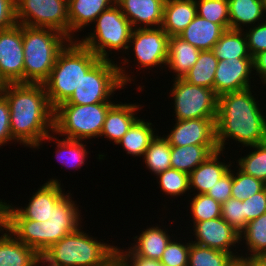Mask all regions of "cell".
<instances>
[{"mask_svg":"<svg viewBox=\"0 0 266 266\" xmlns=\"http://www.w3.org/2000/svg\"><path fill=\"white\" fill-rule=\"evenodd\" d=\"M249 148L255 150L249 152L245 157L239 158L236 162L239 166L237 168L266 184V141L249 146Z\"/></svg>","mask_w":266,"mask_h":266,"instance_id":"36","label":"cell"},{"mask_svg":"<svg viewBox=\"0 0 266 266\" xmlns=\"http://www.w3.org/2000/svg\"><path fill=\"white\" fill-rule=\"evenodd\" d=\"M4 230L6 233H4ZM0 266H39L40 255L0 223Z\"/></svg>","mask_w":266,"mask_h":266,"instance_id":"19","label":"cell"},{"mask_svg":"<svg viewBox=\"0 0 266 266\" xmlns=\"http://www.w3.org/2000/svg\"><path fill=\"white\" fill-rule=\"evenodd\" d=\"M253 58L218 61L214 77V91L220 96L229 92H238L251 88L250 79ZM250 77V78H249ZM250 82V83H249Z\"/></svg>","mask_w":266,"mask_h":266,"instance_id":"17","label":"cell"},{"mask_svg":"<svg viewBox=\"0 0 266 266\" xmlns=\"http://www.w3.org/2000/svg\"><path fill=\"white\" fill-rule=\"evenodd\" d=\"M15 0H0V30L16 24Z\"/></svg>","mask_w":266,"mask_h":266,"instance_id":"48","label":"cell"},{"mask_svg":"<svg viewBox=\"0 0 266 266\" xmlns=\"http://www.w3.org/2000/svg\"><path fill=\"white\" fill-rule=\"evenodd\" d=\"M94 23L95 29L88 37L85 35L86 38L76 39L81 45L103 60H110L108 52L112 49H122L126 53L133 27L116 3L104 10Z\"/></svg>","mask_w":266,"mask_h":266,"instance_id":"9","label":"cell"},{"mask_svg":"<svg viewBox=\"0 0 266 266\" xmlns=\"http://www.w3.org/2000/svg\"><path fill=\"white\" fill-rule=\"evenodd\" d=\"M169 36L161 27L133 29L128 49L133 47L134 57L139 68L150 70L162 64L166 66L168 59ZM131 43V44H130ZM130 47V49H129Z\"/></svg>","mask_w":266,"mask_h":266,"instance_id":"13","label":"cell"},{"mask_svg":"<svg viewBox=\"0 0 266 266\" xmlns=\"http://www.w3.org/2000/svg\"><path fill=\"white\" fill-rule=\"evenodd\" d=\"M189 242L184 245L183 242L171 239L159 260L162 266H188L191 241Z\"/></svg>","mask_w":266,"mask_h":266,"instance_id":"41","label":"cell"},{"mask_svg":"<svg viewBox=\"0 0 266 266\" xmlns=\"http://www.w3.org/2000/svg\"><path fill=\"white\" fill-rule=\"evenodd\" d=\"M221 217L240 233L244 229V200L231 197L222 203Z\"/></svg>","mask_w":266,"mask_h":266,"instance_id":"42","label":"cell"},{"mask_svg":"<svg viewBox=\"0 0 266 266\" xmlns=\"http://www.w3.org/2000/svg\"><path fill=\"white\" fill-rule=\"evenodd\" d=\"M193 228L196 240L192 243L234 254L237 259L241 257L231 251L236 243L240 244L239 232L222 217L196 222Z\"/></svg>","mask_w":266,"mask_h":266,"instance_id":"16","label":"cell"},{"mask_svg":"<svg viewBox=\"0 0 266 266\" xmlns=\"http://www.w3.org/2000/svg\"><path fill=\"white\" fill-rule=\"evenodd\" d=\"M243 260L244 266H266V255L257 257H240Z\"/></svg>","mask_w":266,"mask_h":266,"instance_id":"50","label":"cell"},{"mask_svg":"<svg viewBox=\"0 0 266 266\" xmlns=\"http://www.w3.org/2000/svg\"><path fill=\"white\" fill-rule=\"evenodd\" d=\"M190 202L193 223L221 217V204L207 194H195Z\"/></svg>","mask_w":266,"mask_h":266,"instance_id":"39","label":"cell"},{"mask_svg":"<svg viewBox=\"0 0 266 266\" xmlns=\"http://www.w3.org/2000/svg\"><path fill=\"white\" fill-rule=\"evenodd\" d=\"M140 106V107H139ZM141 105L137 104H114L106 115L100 137L108 138L114 144L127 133L131 126L139 119L135 116Z\"/></svg>","mask_w":266,"mask_h":266,"instance_id":"22","label":"cell"},{"mask_svg":"<svg viewBox=\"0 0 266 266\" xmlns=\"http://www.w3.org/2000/svg\"><path fill=\"white\" fill-rule=\"evenodd\" d=\"M253 70H256V75H258L262 83L266 84V50L253 56ZM258 73V74H257Z\"/></svg>","mask_w":266,"mask_h":266,"instance_id":"49","label":"cell"},{"mask_svg":"<svg viewBox=\"0 0 266 266\" xmlns=\"http://www.w3.org/2000/svg\"><path fill=\"white\" fill-rule=\"evenodd\" d=\"M217 64L218 59L212 50L200 51L197 61L183 79L190 84L214 90Z\"/></svg>","mask_w":266,"mask_h":266,"instance_id":"31","label":"cell"},{"mask_svg":"<svg viewBox=\"0 0 266 266\" xmlns=\"http://www.w3.org/2000/svg\"><path fill=\"white\" fill-rule=\"evenodd\" d=\"M120 249L116 248V256L124 266H162L159 260L138 256L130 248L126 251Z\"/></svg>","mask_w":266,"mask_h":266,"instance_id":"47","label":"cell"},{"mask_svg":"<svg viewBox=\"0 0 266 266\" xmlns=\"http://www.w3.org/2000/svg\"><path fill=\"white\" fill-rule=\"evenodd\" d=\"M100 60L77 40H71L58 54L48 79L43 83L53 108L66 102L82 77Z\"/></svg>","mask_w":266,"mask_h":266,"instance_id":"4","label":"cell"},{"mask_svg":"<svg viewBox=\"0 0 266 266\" xmlns=\"http://www.w3.org/2000/svg\"><path fill=\"white\" fill-rule=\"evenodd\" d=\"M251 90L229 92L218 97L216 139L219 150H225L228 138L246 147L266 141V116Z\"/></svg>","mask_w":266,"mask_h":266,"instance_id":"2","label":"cell"},{"mask_svg":"<svg viewBox=\"0 0 266 266\" xmlns=\"http://www.w3.org/2000/svg\"><path fill=\"white\" fill-rule=\"evenodd\" d=\"M264 13H266V0H263Z\"/></svg>","mask_w":266,"mask_h":266,"instance_id":"53","label":"cell"},{"mask_svg":"<svg viewBox=\"0 0 266 266\" xmlns=\"http://www.w3.org/2000/svg\"><path fill=\"white\" fill-rule=\"evenodd\" d=\"M200 50L179 36H171L168 40V59L166 66L173 73L174 79H181L193 67L199 57Z\"/></svg>","mask_w":266,"mask_h":266,"instance_id":"25","label":"cell"},{"mask_svg":"<svg viewBox=\"0 0 266 266\" xmlns=\"http://www.w3.org/2000/svg\"><path fill=\"white\" fill-rule=\"evenodd\" d=\"M175 120L217 118L218 95L213 89L200 87L181 79H173Z\"/></svg>","mask_w":266,"mask_h":266,"instance_id":"10","label":"cell"},{"mask_svg":"<svg viewBox=\"0 0 266 266\" xmlns=\"http://www.w3.org/2000/svg\"><path fill=\"white\" fill-rule=\"evenodd\" d=\"M158 184L165 194L172 196H180L190 190L189 174L169 168L157 175Z\"/></svg>","mask_w":266,"mask_h":266,"instance_id":"38","label":"cell"},{"mask_svg":"<svg viewBox=\"0 0 266 266\" xmlns=\"http://www.w3.org/2000/svg\"><path fill=\"white\" fill-rule=\"evenodd\" d=\"M218 150V145L171 146V168L190 174Z\"/></svg>","mask_w":266,"mask_h":266,"instance_id":"26","label":"cell"},{"mask_svg":"<svg viewBox=\"0 0 266 266\" xmlns=\"http://www.w3.org/2000/svg\"><path fill=\"white\" fill-rule=\"evenodd\" d=\"M221 153L223 154L221 150L214 152L189 174L190 189L197 190L195 194H207L210 188H213L215 183L230 170L231 162L230 164L220 162Z\"/></svg>","mask_w":266,"mask_h":266,"instance_id":"21","label":"cell"},{"mask_svg":"<svg viewBox=\"0 0 266 266\" xmlns=\"http://www.w3.org/2000/svg\"><path fill=\"white\" fill-rule=\"evenodd\" d=\"M239 235L240 241H246L247 251L250 252L249 256L245 254L246 257L266 255V213L249 221Z\"/></svg>","mask_w":266,"mask_h":266,"instance_id":"33","label":"cell"},{"mask_svg":"<svg viewBox=\"0 0 266 266\" xmlns=\"http://www.w3.org/2000/svg\"><path fill=\"white\" fill-rule=\"evenodd\" d=\"M224 31L219 24L196 15L178 36L200 51H205L212 50Z\"/></svg>","mask_w":266,"mask_h":266,"instance_id":"24","label":"cell"},{"mask_svg":"<svg viewBox=\"0 0 266 266\" xmlns=\"http://www.w3.org/2000/svg\"><path fill=\"white\" fill-rule=\"evenodd\" d=\"M151 122L138 119L127 133L117 142L123 149L134 157L144 156L150 142L155 138Z\"/></svg>","mask_w":266,"mask_h":266,"instance_id":"30","label":"cell"},{"mask_svg":"<svg viewBox=\"0 0 266 266\" xmlns=\"http://www.w3.org/2000/svg\"><path fill=\"white\" fill-rule=\"evenodd\" d=\"M233 184V170H230L215 183L213 188L207 192V195L212 197L220 204L231 198V188Z\"/></svg>","mask_w":266,"mask_h":266,"instance_id":"45","label":"cell"},{"mask_svg":"<svg viewBox=\"0 0 266 266\" xmlns=\"http://www.w3.org/2000/svg\"><path fill=\"white\" fill-rule=\"evenodd\" d=\"M10 107V129L13 141L39 148L54 127V108L44 84L6 83L0 86Z\"/></svg>","mask_w":266,"mask_h":266,"instance_id":"1","label":"cell"},{"mask_svg":"<svg viewBox=\"0 0 266 266\" xmlns=\"http://www.w3.org/2000/svg\"><path fill=\"white\" fill-rule=\"evenodd\" d=\"M266 213V187L244 200V228L247 223Z\"/></svg>","mask_w":266,"mask_h":266,"instance_id":"43","label":"cell"},{"mask_svg":"<svg viewBox=\"0 0 266 266\" xmlns=\"http://www.w3.org/2000/svg\"><path fill=\"white\" fill-rule=\"evenodd\" d=\"M236 260L234 254L190 244L188 266H231Z\"/></svg>","mask_w":266,"mask_h":266,"instance_id":"34","label":"cell"},{"mask_svg":"<svg viewBox=\"0 0 266 266\" xmlns=\"http://www.w3.org/2000/svg\"><path fill=\"white\" fill-rule=\"evenodd\" d=\"M231 266H244L243 260L239 258Z\"/></svg>","mask_w":266,"mask_h":266,"instance_id":"52","label":"cell"},{"mask_svg":"<svg viewBox=\"0 0 266 266\" xmlns=\"http://www.w3.org/2000/svg\"><path fill=\"white\" fill-rule=\"evenodd\" d=\"M212 52L218 61L227 59L236 60V58H253L249 52L247 39L243 30H225L219 41L213 46Z\"/></svg>","mask_w":266,"mask_h":266,"instance_id":"29","label":"cell"},{"mask_svg":"<svg viewBox=\"0 0 266 266\" xmlns=\"http://www.w3.org/2000/svg\"><path fill=\"white\" fill-rule=\"evenodd\" d=\"M228 9L230 29L244 30L247 24L254 26L264 21L263 0H228Z\"/></svg>","mask_w":266,"mask_h":266,"instance_id":"28","label":"cell"},{"mask_svg":"<svg viewBox=\"0 0 266 266\" xmlns=\"http://www.w3.org/2000/svg\"><path fill=\"white\" fill-rule=\"evenodd\" d=\"M115 102L87 105L59 104L54 108L52 134L72 140L100 137L108 110Z\"/></svg>","mask_w":266,"mask_h":266,"instance_id":"8","label":"cell"},{"mask_svg":"<svg viewBox=\"0 0 266 266\" xmlns=\"http://www.w3.org/2000/svg\"><path fill=\"white\" fill-rule=\"evenodd\" d=\"M22 25L0 30V86L24 83Z\"/></svg>","mask_w":266,"mask_h":266,"instance_id":"14","label":"cell"},{"mask_svg":"<svg viewBox=\"0 0 266 266\" xmlns=\"http://www.w3.org/2000/svg\"><path fill=\"white\" fill-rule=\"evenodd\" d=\"M70 193L68 192L53 208L52 215L47 221L0 219V223L19 241L31 247L41 256L50 246L81 227L79 221L82 217L79 208L74 203L76 201L72 200Z\"/></svg>","mask_w":266,"mask_h":266,"instance_id":"3","label":"cell"},{"mask_svg":"<svg viewBox=\"0 0 266 266\" xmlns=\"http://www.w3.org/2000/svg\"><path fill=\"white\" fill-rule=\"evenodd\" d=\"M144 230L139 236L134 237L136 243L130 249L143 258L160 260L171 240L170 235L165 232L167 229L152 226Z\"/></svg>","mask_w":266,"mask_h":266,"instance_id":"27","label":"cell"},{"mask_svg":"<svg viewBox=\"0 0 266 266\" xmlns=\"http://www.w3.org/2000/svg\"><path fill=\"white\" fill-rule=\"evenodd\" d=\"M115 3L116 0H68L69 38L76 40L74 32L82 31V28L92 24L104 10Z\"/></svg>","mask_w":266,"mask_h":266,"instance_id":"20","label":"cell"},{"mask_svg":"<svg viewBox=\"0 0 266 266\" xmlns=\"http://www.w3.org/2000/svg\"><path fill=\"white\" fill-rule=\"evenodd\" d=\"M195 2L197 15L219 24L224 30L230 29L228 0H195Z\"/></svg>","mask_w":266,"mask_h":266,"instance_id":"37","label":"cell"},{"mask_svg":"<svg viewBox=\"0 0 266 266\" xmlns=\"http://www.w3.org/2000/svg\"><path fill=\"white\" fill-rule=\"evenodd\" d=\"M24 83L43 84L49 77L58 54L71 39L49 28L22 25Z\"/></svg>","mask_w":266,"mask_h":266,"instance_id":"6","label":"cell"},{"mask_svg":"<svg viewBox=\"0 0 266 266\" xmlns=\"http://www.w3.org/2000/svg\"><path fill=\"white\" fill-rule=\"evenodd\" d=\"M196 15L195 0H165L161 28L169 37L178 36Z\"/></svg>","mask_w":266,"mask_h":266,"instance_id":"23","label":"cell"},{"mask_svg":"<svg viewBox=\"0 0 266 266\" xmlns=\"http://www.w3.org/2000/svg\"><path fill=\"white\" fill-rule=\"evenodd\" d=\"M110 60L100 59L81 79L70 98L61 104L87 105L112 102L110 96L131 82L126 69ZM125 69V70H124Z\"/></svg>","mask_w":266,"mask_h":266,"instance_id":"7","label":"cell"},{"mask_svg":"<svg viewBox=\"0 0 266 266\" xmlns=\"http://www.w3.org/2000/svg\"><path fill=\"white\" fill-rule=\"evenodd\" d=\"M164 3L165 0H116L133 29L161 27Z\"/></svg>","mask_w":266,"mask_h":266,"instance_id":"18","label":"cell"},{"mask_svg":"<svg viewBox=\"0 0 266 266\" xmlns=\"http://www.w3.org/2000/svg\"><path fill=\"white\" fill-rule=\"evenodd\" d=\"M170 133L163 135L171 146L218 145L216 118L175 120Z\"/></svg>","mask_w":266,"mask_h":266,"instance_id":"15","label":"cell"},{"mask_svg":"<svg viewBox=\"0 0 266 266\" xmlns=\"http://www.w3.org/2000/svg\"><path fill=\"white\" fill-rule=\"evenodd\" d=\"M117 247L99 242L80 227L42 253L41 266H106L116 257Z\"/></svg>","mask_w":266,"mask_h":266,"instance_id":"5","label":"cell"},{"mask_svg":"<svg viewBox=\"0 0 266 266\" xmlns=\"http://www.w3.org/2000/svg\"><path fill=\"white\" fill-rule=\"evenodd\" d=\"M106 266H124V264L119 260L116 256L113 260H111Z\"/></svg>","mask_w":266,"mask_h":266,"instance_id":"51","label":"cell"},{"mask_svg":"<svg viewBox=\"0 0 266 266\" xmlns=\"http://www.w3.org/2000/svg\"><path fill=\"white\" fill-rule=\"evenodd\" d=\"M55 140L56 146V158L65 165L68 169L80 168L85 164V158H87L86 144L82 143L83 140L63 139L60 140L50 133L46 138L42 140ZM67 159V160H66Z\"/></svg>","mask_w":266,"mask_h":266,"instance_id":"32","label":"cell"},{"mask_svg":"<svg viewBox=\"0 0 266 266\" xmlns=\"http://www.w3.org/2000/svg\"><path fill=\"white\" fill-rule=\"evenodd\" d=\"M57 179H49L21 208L0 200V219H28L44 222L52 215L53 208L66 196ZM13 207H12V206ZM16 208V209H15Z\"/></svg>","mask_w":266,"mask_h":266,"instance_id":"12","label":"cell"},{"mask_svg":"<svg viewBox=\"0 0 266 266\" xmlns=\"http://www.w3.org/2000/svg\"><path fill=\"white\" fill-rule=\"evenodd\" d=\"M171 145L168 141L158 134L150 142L143 156L146 167L153 174L158 175L171 168Z\"/></svg>","mask_w":266,"mask_h":266,"instance_id":"35","label":"cell"},{"mask_svg":"<svg viewBox=\"0 0 266 266\" xmlns=\"http://www.w3.org/2000/svg\"><path fill=\"white\" fill-rule=\"evenodd\" d=\"M236 171V175L233 172V184L231 188L232 198L243 201L266 187L265 183L253 176L245 174L239 168Z\"/></svg>","mask_w":266,"mask_h":266,"instance_id":"40","label":"cell"},{"mask_svg":"<svg viewBox=\"0 0 266 266\" xmlns=\"http://www.w3.org/2000/svg\"><path fill=\"white\" fill-rule=\"evenodd\" d=\"M246 30L245 36L251 56H255L261 51L266 50V21L251 26L249 31Z\"/></svg>","mask_w":266,"mask_h":266,"instance_id":"44","label":"cell"},{"mask_svg":"<svg viewBox=\"0 0 266 266\" xmlns=\"http://www.w3.org/2000/svg\"><path fill=\"white\" fill-rule=\"evenodd\" d=\"M68 0H15L18 24L54 29L69 37Z\"/></svg>","mask_w":266,"mask_h":266,"instance_id":"11","label":"cell"},{"mask_svg":"<svg viewBox=\"0 0 266 266\" xmlns=\"http://www.w3.org/2000/svg\"><path fill=\"white\" fill-rule=\"evenodd\" d=\"M13 141L10 129V107L5 96L0 92V147Z\"/></svg>","mask_w":266,"mask_h":266,"instance_id":"46","label":"cell"}]
</instances>
